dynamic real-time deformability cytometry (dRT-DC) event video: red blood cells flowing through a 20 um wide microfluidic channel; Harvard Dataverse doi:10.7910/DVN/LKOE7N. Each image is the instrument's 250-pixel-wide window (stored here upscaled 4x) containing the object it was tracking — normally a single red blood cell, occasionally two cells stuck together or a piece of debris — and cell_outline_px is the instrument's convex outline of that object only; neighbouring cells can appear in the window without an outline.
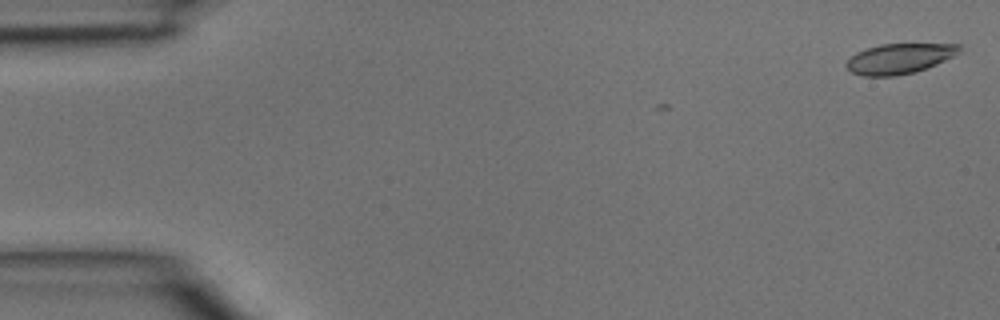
{"species": "common noctule bat (a hibernating species)", "species_latin": "Nyctalus noctula", "temperature_condition": "room temperature", "stored_images_in_passage": 5, "segment_of_instrument_passage": [2, 2], "camera_frame_rate_fps": 3000, "um_per_image_px": 0.085, "animal": {"sex": "male", "body_mass_g": 15.6}, "frame": {"image": 1, "passage_image": 5, "time_ms": 1.333, "image_size_px": [1000, 320], "cell_outline_px": [[960, 52], [936, 64], [916, 72], [896, 76], [864, 76], [852, 72], [844, 64], [856, 52], [880, 44], [960, 44]], "centroid_in_image_um": [76.43, 4.98], "position_along_channel_um": 8.6, "area_um2": 19.71}}